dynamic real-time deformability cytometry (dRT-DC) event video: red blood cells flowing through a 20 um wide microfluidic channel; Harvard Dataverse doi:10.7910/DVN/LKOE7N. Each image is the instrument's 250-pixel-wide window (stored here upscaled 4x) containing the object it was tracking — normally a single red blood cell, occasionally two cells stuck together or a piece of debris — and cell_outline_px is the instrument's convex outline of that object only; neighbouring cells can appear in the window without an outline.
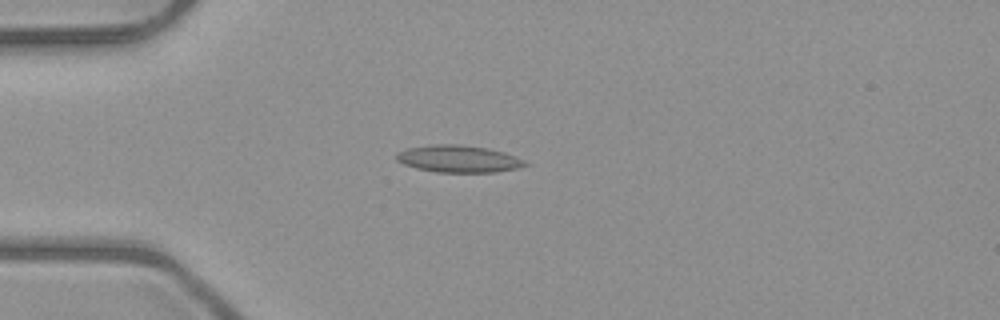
{"species": "common noctule bat (a hibernating species)", "species_latin": "Nyctalus noctula", "temperature_condition": "room temperature", "stored_images_in_passage": 4, "camera_frame_rate_fps": 3000, "um_per_image_px": 0.085, "animal": {"sex": "male", "body_mass_g": 23.1, "forearm_length_mm": 52.7}, "frame": {"image": 1, "passage_image": 4, "time_ms": 3.333, "image_size_px": [1000, 320], "cell_outline_px": [[528, 164], [516, 168], [496, 172], [436, 172], [416, 168], [404, 164], [396, 160], [396, 152], [408, 148], [428, 144], [460, 144], [488, 148], [504, 152], [516, 156], [524, 160]], "centroid_in_image_um": [38.94, 13.49], "position_along_channel_um": 46.1, "area_um2": 20.4}}